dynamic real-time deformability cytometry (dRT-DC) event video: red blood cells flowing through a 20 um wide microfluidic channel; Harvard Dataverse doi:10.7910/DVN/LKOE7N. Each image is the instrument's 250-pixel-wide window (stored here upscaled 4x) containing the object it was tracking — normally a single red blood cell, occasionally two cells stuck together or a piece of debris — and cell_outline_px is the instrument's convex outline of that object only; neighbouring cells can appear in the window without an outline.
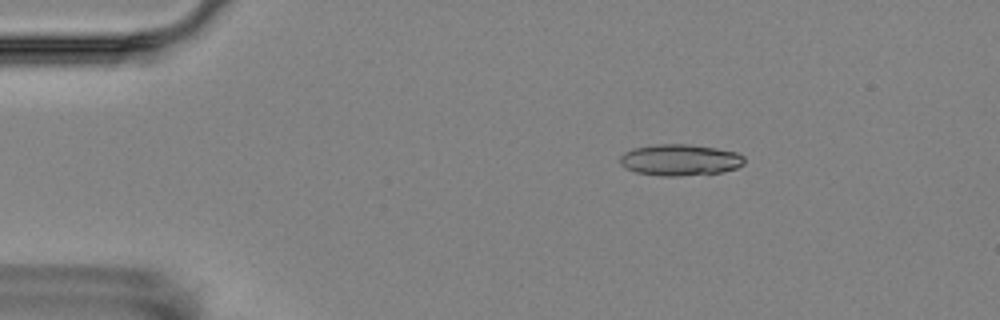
{"species": "Egyptian fruit bat (a non-hibernating species)", "species_latin": "Rousettus aegyptiacus", "temperature_condition": "room temperature", "stored_images_in_passage": 4, "camera_frame_rate_fps": 3000, "um_per_image_px": 0.085, "animal": {"sex": "female"}, "frame": {"image": 1, "passage_image": 1, "time_ms": 0.0, "image_size_px": [1000, 320], "cell_outline_px": [[744, 164], [736, 168], [720, 172], [676, 176], [664, 176], [636, 172], [624, 168], [620, 164], [620, 156], [624, 152], [632, 148], [656, 144], [688, 144], [716, 148], [736, 152], [744, 156]], "centroid_in_image_um": [57.77, 13.58], "position_along_channel_um": 27.2, "area_um2": 22.72}}